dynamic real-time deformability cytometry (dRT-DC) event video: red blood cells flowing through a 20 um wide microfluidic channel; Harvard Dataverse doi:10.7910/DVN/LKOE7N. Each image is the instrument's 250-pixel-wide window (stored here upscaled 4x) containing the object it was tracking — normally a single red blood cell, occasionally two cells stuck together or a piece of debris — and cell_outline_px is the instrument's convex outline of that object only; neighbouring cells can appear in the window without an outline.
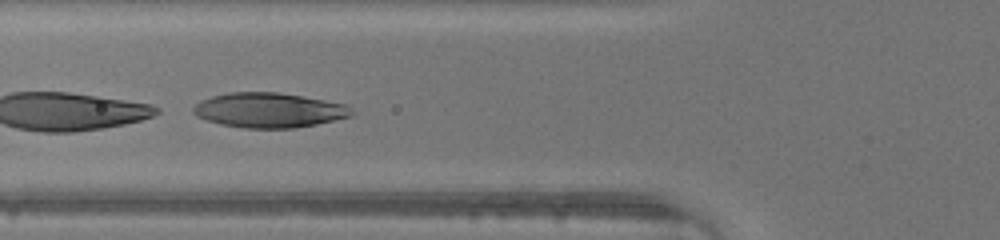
{"species": "human", "species_latin": "Homo sapiens", "temperature_condition": "warm", "stored_images_in_passage": 44, "camera_frame_rate_fps": 3000, "um_per_image_px": 0.085, "donor": {"sex": "male"}, "frame": {"image": 1, "passage_image": 16, "time_ms": 5.0, "image_size_px": [1000, 240], "cell_outline_px": [[356, 112], [352, 116], [316, 124], [296, 128], [244, 128], [220, 124], [196, 116], [192, 112], [192, 108], [200, 100], [212, 96], [232, 92], [276, 92], [324, 100], [344, 104]], "centroid_in_image_um": [22.85, 9.37], "position_along_channel_um": 103.0, "area_um2": 32.02}}
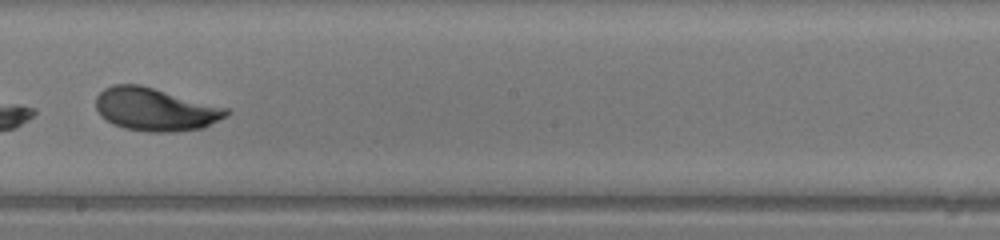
{"frame": {"image": 2, "passage_image": 25, "time_ms": 8.0, "image_size_px": [1000, 240], "cell_outline_px": [[232, 112], [204, 128], [172, 132], [148, 132], [124, 128], [112, 124], [100, 116], [96, 108], [96, 96], [104, 88], [112, 84], [140, 84], [228, 108]], "centroid_in_image_um": [13.18, 9.3], "position_along_channel_um": 235.0, "area_um2": 32.83}}
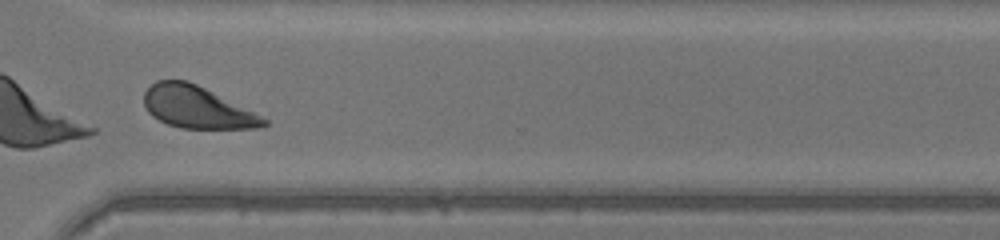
{"frame": {"image": 3, "passage_image": 33, "time_ms": 10.667, "image_size_px": [1000, 240], "cell_outline_px": [[268, 124], [260, 128], [180, 128], [168, 124], [152, 116], [148, 112], [144, 104], [144, 92], [156, 80], [188, 80], [268, 120]], "centroid_in_image_um": [16.69, 9.12], "position_along_channel_um": 353.9, "area_um2": 28.73}}